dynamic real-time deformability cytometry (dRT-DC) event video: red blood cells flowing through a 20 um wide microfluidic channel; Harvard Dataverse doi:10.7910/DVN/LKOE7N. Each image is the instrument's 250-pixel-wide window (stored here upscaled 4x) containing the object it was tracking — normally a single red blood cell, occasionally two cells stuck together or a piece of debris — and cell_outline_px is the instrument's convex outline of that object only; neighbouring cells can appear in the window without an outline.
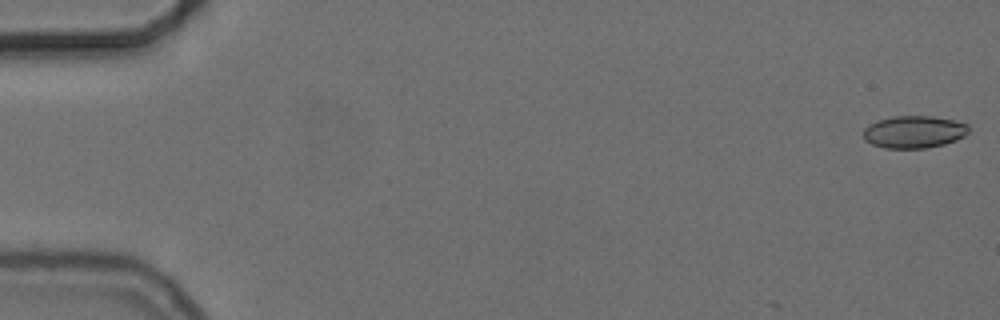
{"species": "common noctule bat (a hibernating species)", "species_latin": "Nyctalus noctula", "temperature_condition": "cold", "stored_images_in_passage": 5, "camera_frame_rate_fps": 3000, "um_per_image_px": 0.085, "animal": {"sex": "female", "body_mass_g": 24.6, "forearm_length_mm": 56.2}, "frame": {"image": 1, "passage_image": 1, "time_ms": 0.0, "image_size_px": [1000, 320], "cell_outline_px": [[968, 132], [964, 136], [956, 140], [944, 144], [924, 148], [884, 148], [872, 144], [864, 140], [864, 128], [868, 124], [876, 120], [892, 116], [932, 116], [952, 120], [968, 124]], "centroid_in_image_um": [77.65, 11.2], "position_along_channel_um": 7.3, "area_um2": 19.88}}